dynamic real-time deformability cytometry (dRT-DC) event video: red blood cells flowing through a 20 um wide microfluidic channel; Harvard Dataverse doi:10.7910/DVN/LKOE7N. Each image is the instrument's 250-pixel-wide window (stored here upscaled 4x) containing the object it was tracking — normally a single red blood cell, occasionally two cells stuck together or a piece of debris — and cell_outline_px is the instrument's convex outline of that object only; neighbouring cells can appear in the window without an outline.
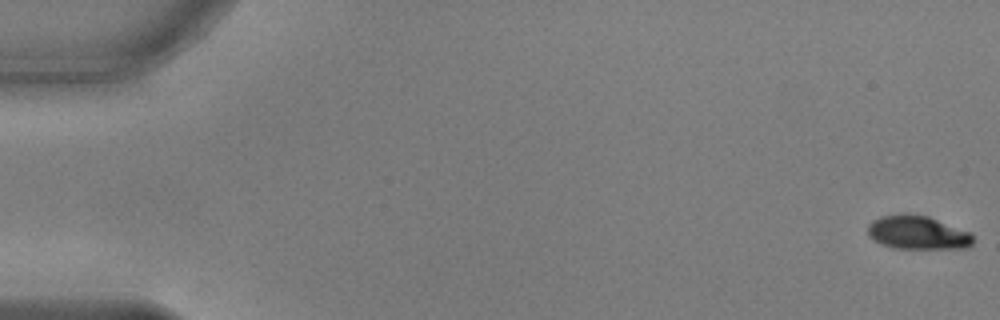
{"species": "common noctule bat (a hibernating species)", "species_latin": "Nyctalus noctula", "temperature_condition": "warm", "stored_images_in_passage": 54, "camera_frame_rate_fps": 3000, "um_per_image_px": 0.085, "animal": {"sex": "male", "body_mass_g": 17.9, "forearm_length_mm": 54.2}, "frame": {"image": 1, "passage_image": 1, "time_ms": 0.0, "image_size_px": [1000, 320], "cell_outline_px": [[972, 244], [968, 248], [892, 248], [880, 244], [872, 240], [868, 236], [868, 224], [872, 220], [880, 216], [900, 212], [908, 212], [928, 216], [968, 232], [972, 236]], "centroid_in_image_um": [77.91, 19.75], "position_along_channel_um": 7.1, "area_um2": 20.87}}
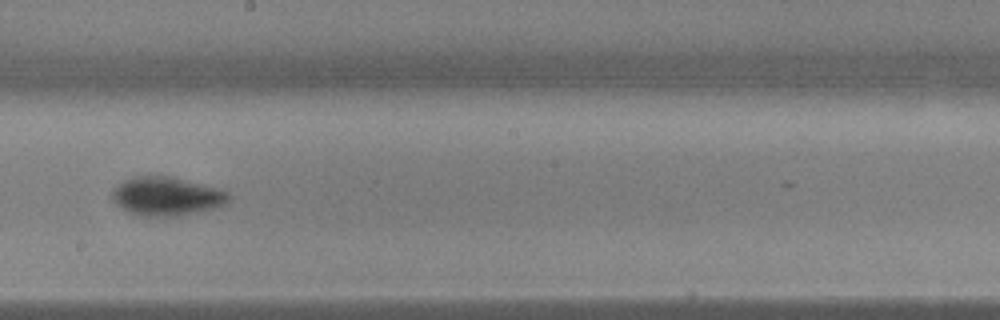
{"frame": {"image": 2, "passage_image": 31, "time_ms": 10.0, "image_size_px": [1000, 320], "cell_outline_px": [[232, 196], [224, 204], [216, 208], [172, 216], [144, 216], [128, 212], [116, 204], [112, 196], [112, 192], [124, 180], [136, 176], [168, 176], [184, 180], [228, 192]], "centroid_in_image_um": [14.14, 16.69], "position_along_channel_um": 234.1, "area_um2": 25.55}}
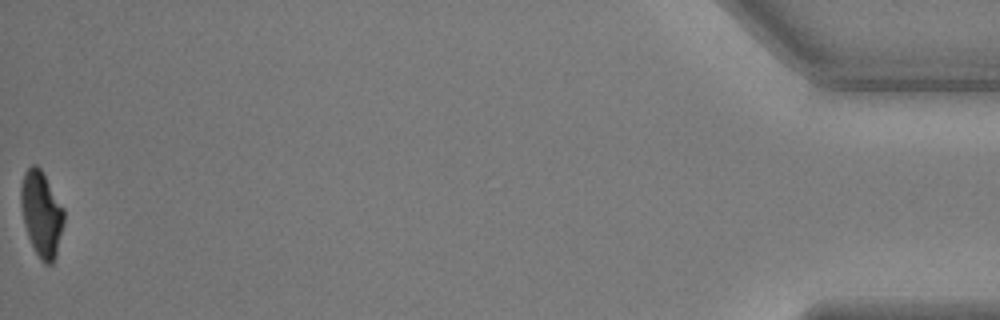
{"frame": {"image": 3, "passage_image": 54, "time_ms": 17.667, "image_size_px": [1000, 320], "cell_outline_px": [[64, 224], [56, 256], [52, 264], [44, 264], [36, 252], [28, 236], [24, 224], [20, 204], [20, 188], [24, 172], [32, 164], [36, 164], [40, 168], [64, 208]], "centroid_in_image_um": [3.52, 18.17], "position_along_channel_um": 431.7, "area_um2": 21.44}, "authors_computed_cell_mechanics": {"area_um2": 23.2934, "velocity_mm_per_s": 3.8071, "shape_relaxation_time_tau1_ms": 2.7587, "shape_relaxation_time_tau2_ms": null, "deformation_change_tau1": 0.1634, "deformation_change_tau2": null}}